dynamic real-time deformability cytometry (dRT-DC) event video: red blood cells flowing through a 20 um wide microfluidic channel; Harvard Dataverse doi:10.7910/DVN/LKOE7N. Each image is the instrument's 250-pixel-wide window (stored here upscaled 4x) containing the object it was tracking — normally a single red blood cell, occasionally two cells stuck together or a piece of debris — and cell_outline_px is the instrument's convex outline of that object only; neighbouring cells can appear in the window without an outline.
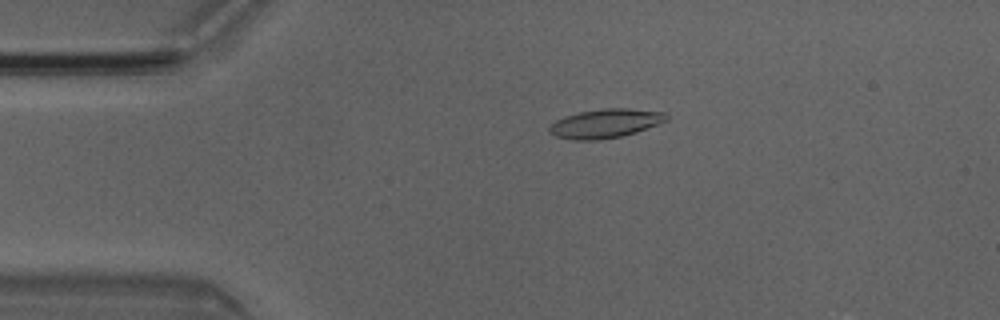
{"species": "Egyptian fruit bat (a non-hibernating species)", "species_latin": "Rousettus aegyptiacus", "temperature_condition": "room temperature", "stored_images_in_passage": 4, "camera_frame_rate_fps": 3000, "um_per_image_px": 0.085, "animal": {"sex": "male"}, "frame": {"image": 1, "passage_image": 3, "time_ms": 0.667, "image_size_px": [1000, 320], "cell_outline_px": [[668, 120], [636, 132], [624, 136], [596, 140], [576, 140], [556, 136], [548, 132], [548, 128], [556, 120], [580, 112], [600, 108], [628, 108], [668, 112]], "centroid_in_image_um": [51.5, 10.48], "position_along_channel_um": 33.5, "area_um2": 19.77}}